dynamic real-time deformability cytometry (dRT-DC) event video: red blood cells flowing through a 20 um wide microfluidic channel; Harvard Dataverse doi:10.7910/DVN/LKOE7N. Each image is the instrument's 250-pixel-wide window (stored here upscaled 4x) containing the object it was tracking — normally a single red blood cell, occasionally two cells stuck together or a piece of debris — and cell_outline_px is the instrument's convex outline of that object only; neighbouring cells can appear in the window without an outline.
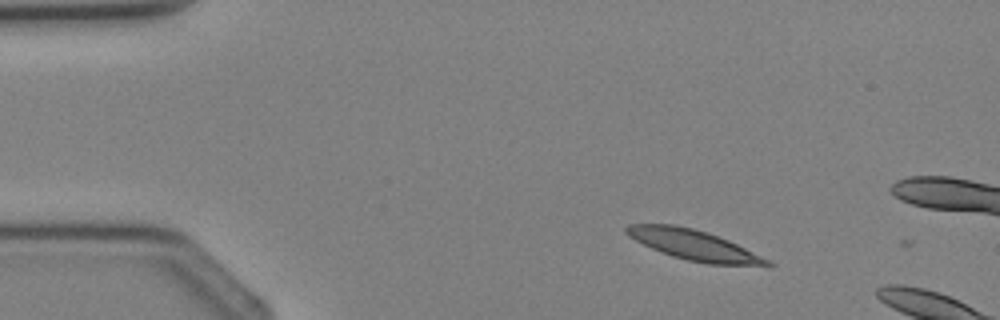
{"species": "Egyptian fruit bat (a non-hibernating species)", "species_latin": "Rousettus aegyptiacus", "temperature_condition": "cold", "stored_images_in_passage": 2, "camera_frame_rate_fps": 3000, "um_per_image_px": 0.085, "animal": {"sex": "female"}, "frame": {"image": 1, "passage_image": 1, "time_ms": 0.0, "image_size_px": [1000, 320], "cell_outline_px": [[776, 264], [772, 268], [768, 268], [708, 264], [688, 260], [672, 256], [660, 252], [628, 236], [624, 232], [624, 228], [628, 224], [676, 224], [708, 232], [728, 240]], "centroid_in_image_um": [59.06, 20.86], "position_along_channel_um": 25.9, "area_um2": 25.2}}